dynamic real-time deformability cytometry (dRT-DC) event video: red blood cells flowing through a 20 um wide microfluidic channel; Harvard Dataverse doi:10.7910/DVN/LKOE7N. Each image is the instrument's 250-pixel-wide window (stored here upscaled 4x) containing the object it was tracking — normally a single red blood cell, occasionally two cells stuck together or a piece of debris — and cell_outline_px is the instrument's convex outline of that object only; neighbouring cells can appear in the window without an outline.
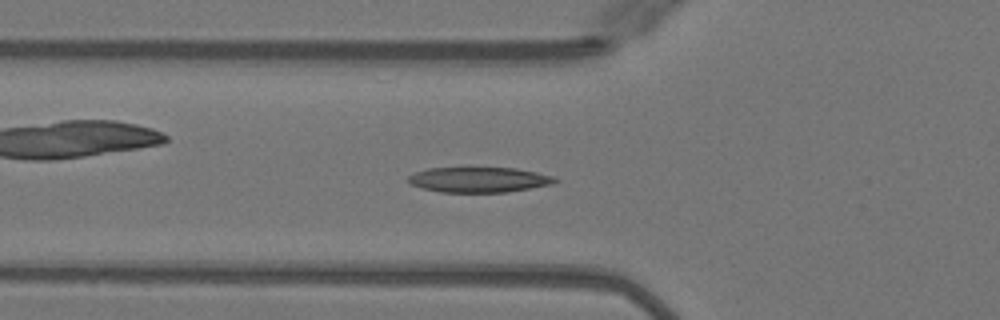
{"species": "Egyptian fruit bat (a non-hibernating species)", "species_latin": "Rousettus aegyptiacus", "temperature_condition": "warm", "stored_images_in_passage": 51, "camera_frame_rate_fps": 3000, "um_per_image_px": 0.085, "animal": {"sex": "female"}, "frame": {"image": 1, "passage_image": 18, "time_ms": 5.667, "image_size_px": [1000, 320], "cell_outline_px": [[560, 180], [552, 184], [508, 192], [440, 192], [420, 188], [412, 184], [408, 180], [408, 176], [416, 172], [428, 168], [516, 168], [556, 176]], "centroid_in_image_um": [40.74, 15.28], "position_along_channel_um": 85.1, "area_um2": 21.62}}
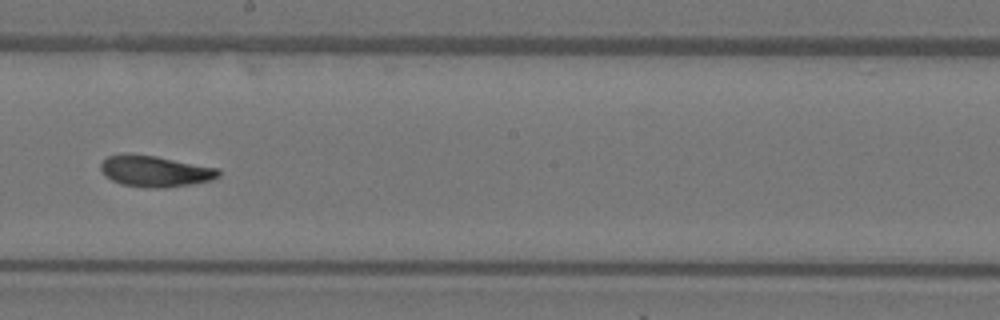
{"frame": {"image": 2, "passage_image": 29, "time_ms": 9.333, "image_size_px": [1000, 320], "cell_outline_px": [[220, 176], [212, 180], [164, 188], [152, 188], [120, 184], [104, 176], [100, 168], [100, 164], [108, 156], [156, 156], [220, 168]], "centroid_in_image_um": [13.23, 14.58], "position_along_channel_um": 235.0, "area_um2": 20.92}}
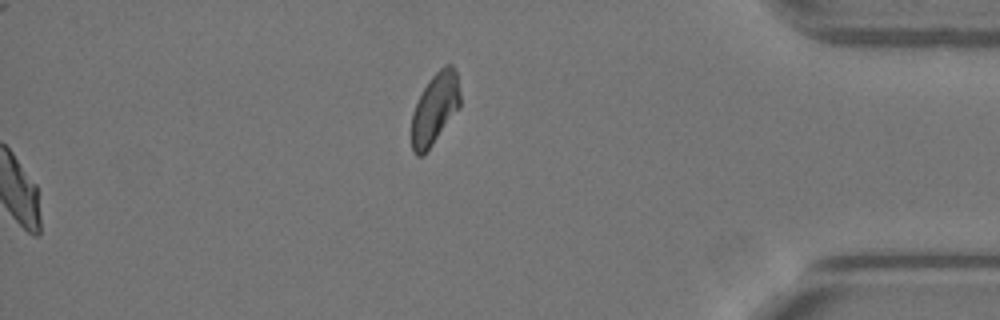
{"frame": {"image": 3, "passage_image": 51, "time_ms": 16.667, "image_size_px": [1000, 320], "cell_outline_px": [[460, 108], [424, 156], [416, 156], [412, 152], [412, 112], [428, 80], [444, 64], [452, 64], [456, 72], [460, 96]], "centroid_in_image_um": [36.97, 9.26], "position_along_channel_um": 398.2, "area_um2": 20.29}, "authors_computed_cell_mechanics": {"area_um2": 21.386, "velocity_mm_per_s": 4.0591, "shape_relaxation_time_tau1_ms": 4.5023, "shape_relaxation_time_tau2_ms": 1.9728, "deformation_change_tau1": 0.1768, "deformation_change_tau2": 0.0762}}